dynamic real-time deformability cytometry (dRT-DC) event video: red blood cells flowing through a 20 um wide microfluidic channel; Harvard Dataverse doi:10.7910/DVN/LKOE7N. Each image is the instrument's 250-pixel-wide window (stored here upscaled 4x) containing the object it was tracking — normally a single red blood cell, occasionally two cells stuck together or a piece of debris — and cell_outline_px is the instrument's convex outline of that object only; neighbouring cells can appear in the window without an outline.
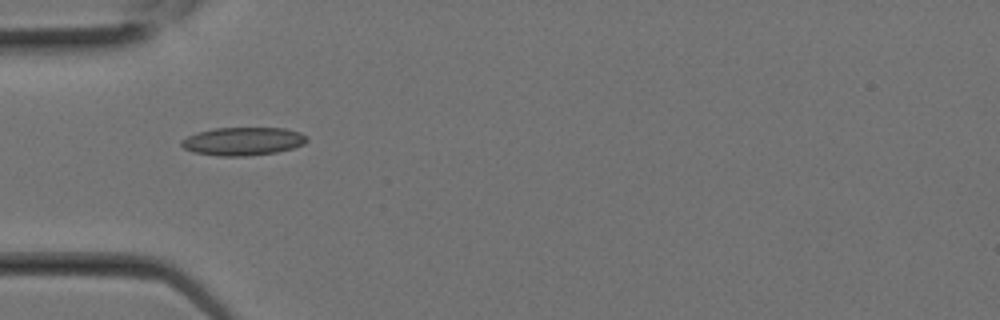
{"species": "Egyptian fruit bat (a non-hibernating species)", "species_latin": "Rousettus aegyptiacus", "temperature_condition": "room temperature", "stored_images_in_passage": 2, "camera_frame_rate_fps": 3000, "um_per_image_px": 0.085, "animal": {"sex": "female"}, "frame": {"image": 1, "passage_image": 2, "time_ms": 0.333, "image_size_px": [1000, 320], "cell_outline_px": [[308, 140], [304, 144], [292, 148], [276, 152], [244, 156], [216, 156], [192, 152], [184, 148], [180, 144], [180, 140], [188, 136], [212, 128], [284, 128], [300, 132], [308, 136]], "centroid_in_image_um": [20.65, 12.01], "position_along_channel_um": 64.4, "area_um2": 20.63}}